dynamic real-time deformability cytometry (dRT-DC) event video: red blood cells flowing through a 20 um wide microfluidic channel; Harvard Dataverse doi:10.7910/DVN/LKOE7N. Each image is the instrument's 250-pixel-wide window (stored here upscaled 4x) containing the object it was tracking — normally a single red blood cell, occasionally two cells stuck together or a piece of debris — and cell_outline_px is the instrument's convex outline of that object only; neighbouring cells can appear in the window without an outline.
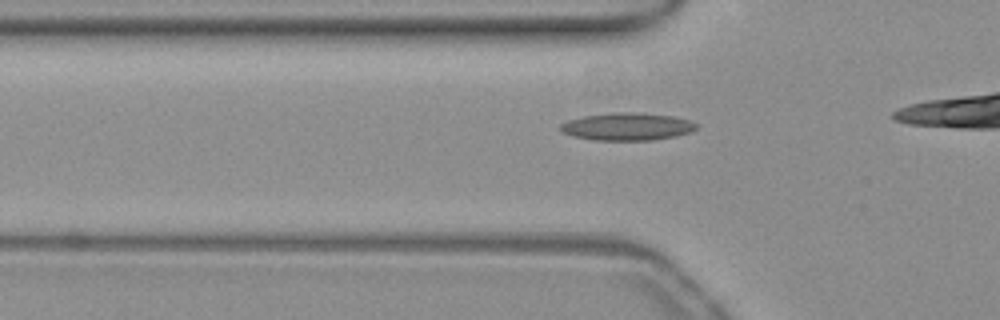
{"species": "common noctule bat (a hibernating species)", "species_latin": "Nyctalus noctula", "temperature_condition": "warm", "stored_images_in_passage": 21, "camera_frame_rate_fps": 3000, "um_per_image_px": 0.085, "animal": {"sex": "female", "body_mass_g": 19.3, "forearm_length_mm": 54.1}, "frame": {"image": 1, "passage_image": 12, "time_ms": 3.667, "image_size_px": [1000, 320], "cell_outline_px": [[696, 128], [692, 132], [676, 136], [652, 140], [596, 140], [572, 136], [560, 132], [560, 124], [568, 120], [584, 116], [612, 112], [632, 112], [672, 116], [688, 120], [696, 124]], "centroid_in_image_um": [53.28, 10.76], "position_along_channel_um": 72.5, "area_um2": 21.79}}
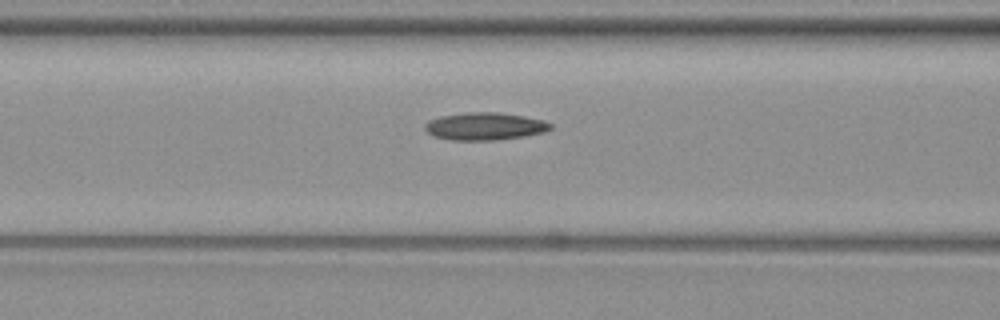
{"frame": {"image": 2, "passage_image": 16, "time_ms": 5.0, "image_size_px": [1000, 320], "cell_outline_px": [[552, 128], [544, 132], [496, 140], [452, 140], [432, 136], [424, 128], [424, 124], [428, 120], [440, 116], [468, 112], [496, 112], [524, 116], [544, 120], [552, 124]], "centroid_in_image_um": [41.17, 10.73], "position_along_channel_um": 125.4, "area_um2": 20.11}}
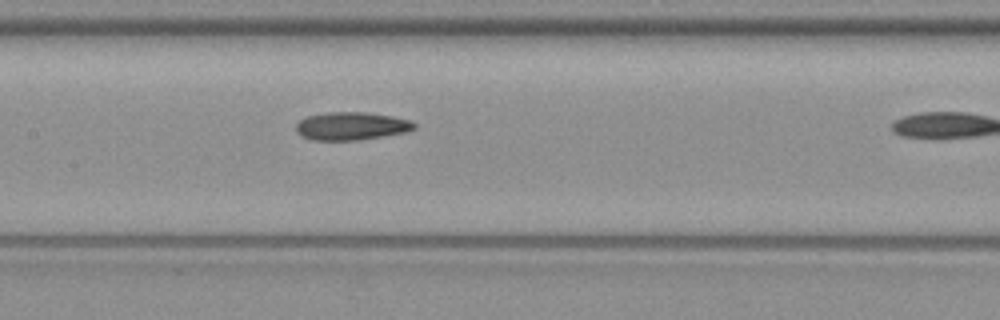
{"frame": {"image": 3, "passage_image": 20, "time_ms": 6.333, "image_size_px": [1000, 320], "cell_outline_px": [[416, 128], [404, 132], [360, 140], [312, 140], [300, 136], [296, 132], [296, 124], [300, 120], [308, 116], [328, 112], [364, 112], [392, 116], [408, 120], [416, 124]], "centroid_in_image_um": [29.83, 10.72], "position_along_channel_um": 177.6, "area_um2": 19.19}}